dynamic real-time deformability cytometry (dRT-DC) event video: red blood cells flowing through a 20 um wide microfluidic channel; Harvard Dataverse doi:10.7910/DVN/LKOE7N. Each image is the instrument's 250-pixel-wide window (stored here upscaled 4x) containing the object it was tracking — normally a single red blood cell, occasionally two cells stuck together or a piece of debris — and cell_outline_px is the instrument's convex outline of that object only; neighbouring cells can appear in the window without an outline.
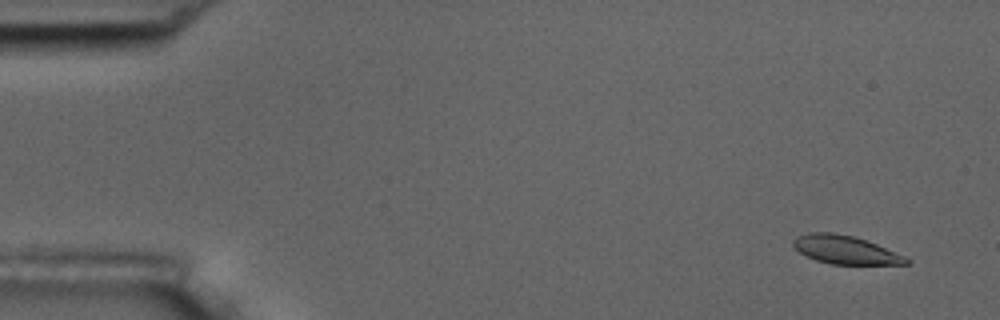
{"species": "common noctule bat (a hibernating species)", "species_latin": "Nyctalus noctula", "temperature_condition": "room temperature", "stored_images_in_passage": 57, "camera_frame_rate_fps": 3000, "um_per_image_px": 0.085, "animal": {"sex": "male", "body_mass_g": 17.5, "forearm_length_mm": 52.3}, "frame": {"image": 1, "passage_image": 4, "time_ms": 1.0, "image_size_px": [1000, 320], "cell_outline_px": [[912, 260], [908, 264], [832, 264], [816, 260], [800, 252], [792, 244], [792, 240], [796, 236], [808, 232], [832, 232], [852, 236], [876, 244], [904, 256]], "centroid_in_image_um": [71.83, 21.23], "position_along_channel_um": 13.2, "area_um2": 18.44}}
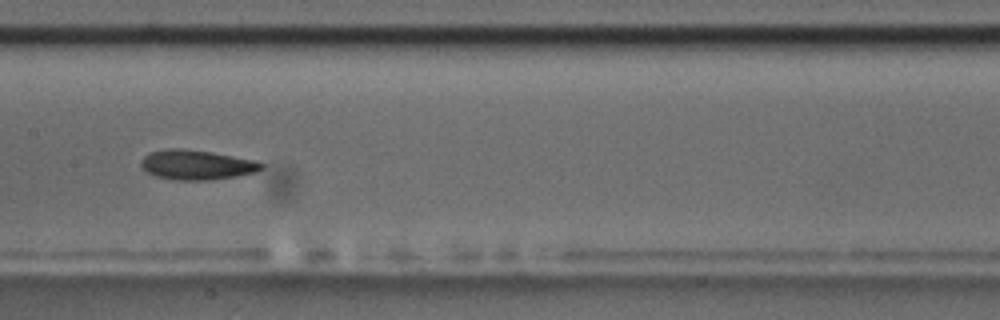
{"frame": {"image": 2, "passage_image": 29, "time_ms": 9.333, "image_size_px": [1000, 320], "cell_outline_px": [[264, 168], [256, 172], [236, 176], [212, 180], [172, 180], [156, 176], [140, 168], [140, 160], [148, 152], [168, 148], [184, 148], [212, 152], [256, 160], [264, 164]], "centroid_in_image_um": [16.7, 14.0], "position_along_channel_um": 190.7, "area_um2": 21.21}}
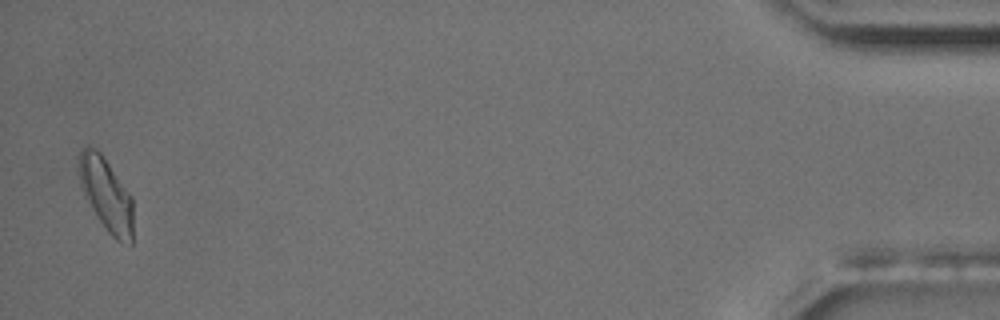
{"frame": {"image": 3, "passage_image": 56, "time_ms": 18.333, "image_size_px": [1000, 320], "cell_outline_px": [[132, 244], [116, 240], [108, 232], [92, 208], [80, 184], [80, 148], [88, 144], [96, 148], [100, 152], [132, 196]], "centroid_in_image_um": [9.04, 16.5], "position_along_channel_um": 426.2, "area_um2": 22.6}, "authors_computed_cell_mechanics": {"area_um2": 20.3456, "velocity_mm_per_s": 3.5794, "shape_relaxation_time_tau1_ms": 6.6032, "shape_relaxation_time_tau2_ms": 6.7518, "deformation_change_tau1": 0.1454, "deformation_change_tau2": 0.1455}}